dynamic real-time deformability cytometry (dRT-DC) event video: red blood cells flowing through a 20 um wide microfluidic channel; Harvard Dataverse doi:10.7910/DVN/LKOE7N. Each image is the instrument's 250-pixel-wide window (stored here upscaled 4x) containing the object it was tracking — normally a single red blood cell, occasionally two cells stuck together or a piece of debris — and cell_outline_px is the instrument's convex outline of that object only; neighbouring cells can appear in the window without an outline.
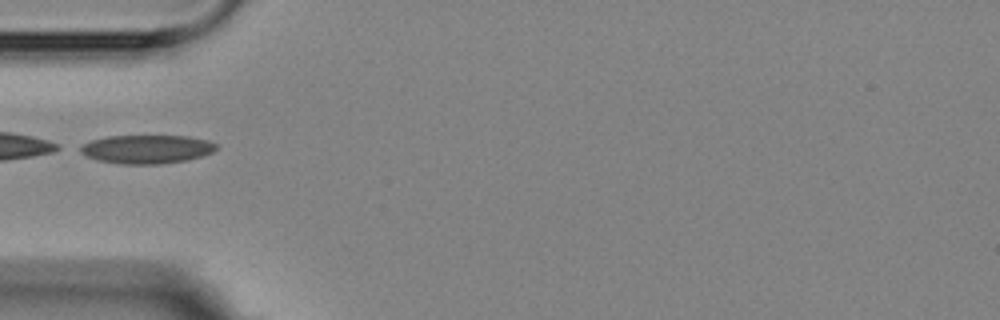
{"species": "Egyptian fruit bat (a non-hibernating species)", "species_latin": "Rousettus aegyptiacus", "temperature_condition": "room temperature", "stored_images_in_passage": 6, "camera_frame_rate_fps": 3000, "um_per_image_px": 0.085, "animal": {"sex": "female"}, "frame": {"image": 1, "passage_image": 1, "time_ms": 0.0, "image_size_px": [1000, 320], "cell_outline_px": [[216, 148], [212, 152], [204, 156], [188, 160], [160, 164], [120, 164], [100, 160], [88, 156], [80, 152], [76, 148], [92, 140], [108, 136], [188, 136], [208, 140], [216, 144]], "centroid_in_image_um": [12.49, 12.68], "position_along_channel_um": 72.5, "area_um2": 22.66}}
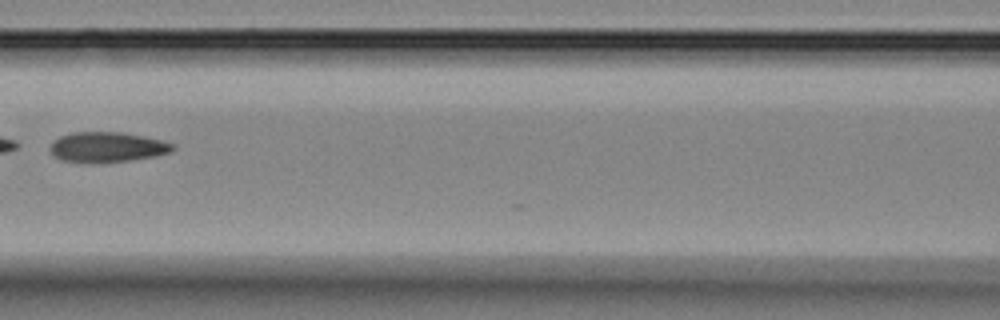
{"frame": {"image": 2, "passage_image": 3, "time_ms": 2.333, "image_size_px": [1000, 320], "cell_outline_px": [[176, 148], [172, 152], [156, 156], [128, 160], [60, 160], [52, 156], [48, 148], [52, 140], [60, 136], [72, 132], [124, 132], [144, 136], [176, 144]], "centroid_in_image_um": [9.12, 12.46], "position_along_channel_um": 157.5, "area_um2": 21.15}}
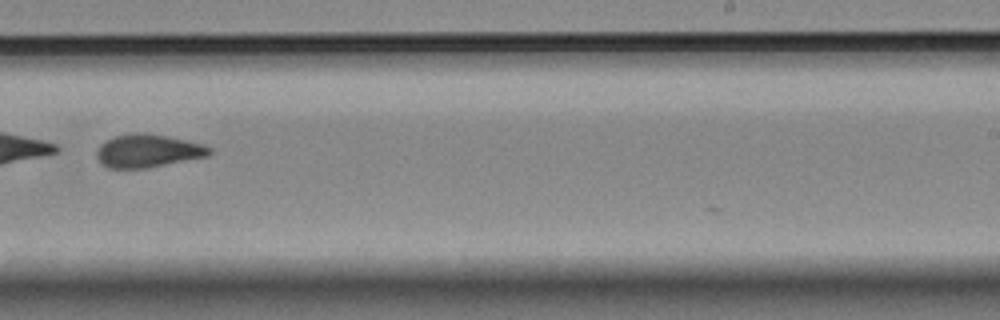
{"frame": {"image": 3, "passage_image": 6, "time_ms": 5.667, "image_size_px": [1000, 320], "cell_outline_px": [[212, 152], [208, 156], [144, 168], [108, 168], [96, 156], [96, 152], [100, 144], [116, 136], [132, 132], [144, 132], [168, 136], [204, 144], [212, 148]], "centroid_in_image_um": [12.59, 12.8], "position_along_channel_um": 276.4, "area_um2": 21.62}}